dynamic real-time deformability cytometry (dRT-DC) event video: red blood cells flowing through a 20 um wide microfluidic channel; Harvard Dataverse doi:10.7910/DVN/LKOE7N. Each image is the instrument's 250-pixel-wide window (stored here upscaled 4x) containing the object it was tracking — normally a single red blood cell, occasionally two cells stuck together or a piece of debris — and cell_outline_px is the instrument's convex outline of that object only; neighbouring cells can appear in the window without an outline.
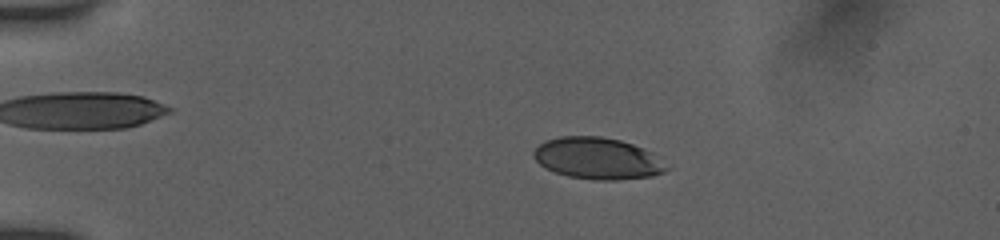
{"species": "human", "species_latin": "Homo sapiens", "temperature_condition": "room temperature", "stored_images_in_passage": 14, "camera_frame_rate_fps": 3000, "um_per_image_px": 0.085, "donor": {"sex": "female"}, "frame": {"image": 1, "passage_image": 5, "time_ms": 1.333, "image_size_px": [1000, 240], "cell_outline_px": [[672, 168], [664, 172], [652, 176], [616, 180], [596, 180], [568, 176], [544, 168], [532, 156], [532, 152], [544, 140], [560, 136], [600, 136], [620, 140], [644, 148], [652, 152]], "centroid_in_image_um": [50.81, 13.46], "position_along_channel_um": 34.2, "area_um2": 32.48}}
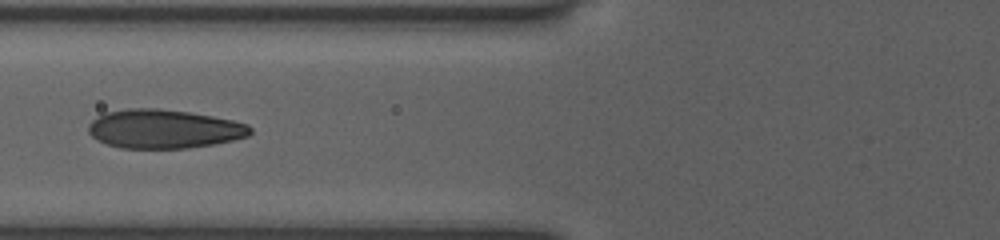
{"frame": {"image": 2, "passage_image": 11, "time_ms": 3.333, "image_size_px": [1000, 240], "cell_outline_px": [[252, 132], [248, 136], [232, 140], [212, 144], [188, 148], [120, 148], [96, 140], [88, 132], [88, 124], [92, 120], [104, 112], [128, 108], [160, 108], [188, 112], [212, 116], [232, 120], [248, 124], [252, 128]], "centroid_in_image_um": [13.9, 10.95], "position_along_channel_um": 111.9, "area_um2": 36.76}}
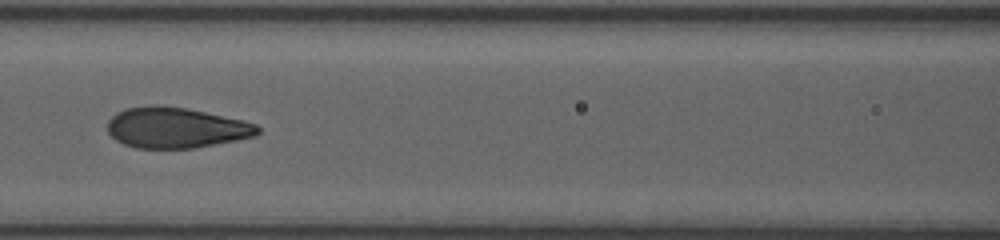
{"frame": {"image": 3, "passage_image": 13, "time_ms": 4.0, "image_size_px": [1000, 240], "cell_outline_px": [[260, 132], [256, 136], [196, 148], [136, 148], [124, 144], [116, 140], [108, 132], [108, 120], [116, 112], [124, 108], [148, 104], [156, 104], [188, 108], [240, 120], [256, 124], [260, 128]], "centroid_in_image_um": [14.92, 10.84], "position_along_channel_um": 151.7, "area_um2": 35.78}}